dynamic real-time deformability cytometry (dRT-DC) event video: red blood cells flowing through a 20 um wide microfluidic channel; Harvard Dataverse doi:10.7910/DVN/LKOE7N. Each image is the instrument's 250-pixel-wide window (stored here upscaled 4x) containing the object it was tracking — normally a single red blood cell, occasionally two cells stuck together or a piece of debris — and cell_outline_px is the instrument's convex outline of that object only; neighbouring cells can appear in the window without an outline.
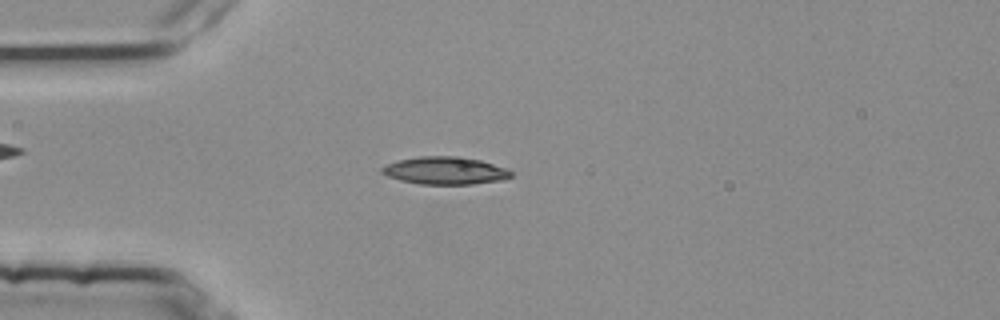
{"species": "common noctule bat (a hibernating species)", "species_latin": "Nyctalus noctula", "temperature_condition": "room temperature", "stored_images_in_passage": 4, "camera_frame_rate_fps": 3000, "um_per_image_px": 0.085, "animal": {"sex": "female", "body_mass_g": 25.1}, "frame": {"image": 1, "passage_image": 4, "time_ms": 1.0, "image_size_px": [1000, 320], "cell_outline_px": [[512, 176], [500, 180], [472, 184], [420, 184], [400, 180], [388, 176], [380, 172], [380, 168], [396, 160], [420, 156], [464, 156], [480, 160], [508, 168], [512, 172]], "centroid_in_image_um": [37.83, 14.49], "position_along_channel_um": 47.2, "area_um2": 20.87}}